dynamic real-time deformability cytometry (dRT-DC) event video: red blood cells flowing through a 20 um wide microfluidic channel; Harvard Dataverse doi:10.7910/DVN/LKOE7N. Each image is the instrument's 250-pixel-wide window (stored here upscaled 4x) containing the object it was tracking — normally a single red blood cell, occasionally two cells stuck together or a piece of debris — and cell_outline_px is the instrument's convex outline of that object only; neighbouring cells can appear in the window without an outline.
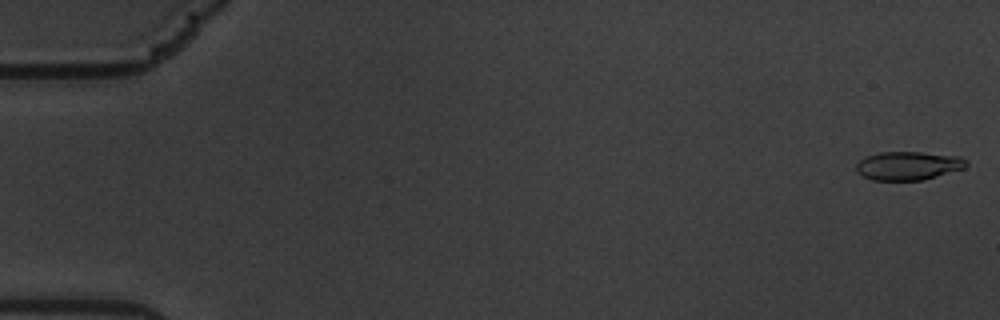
{"species": "common noctule bat (a hibernating species)", "species_latin": "Nyctalus noctula", "temperature_condition": "warm", "stored_images_in_passage": 60, "camera_frame_rate_fps": 3000, "um_per_image_px": 0.085, "animal": {"sex": "male", "body_mass_g": 19.5, "forearm_length_mm": 54.6}, "frame": {"image": 1, "passage_image": 1, "time_ms": 0.0, "image_size_px": [1000, 320], "cell_outline_px": [[968, 164], [964, 168], [924, 180], [872, 180], [856, 172], [856, 164], [864, 156], [880, 152], [920, 152], [960, 156], [968, 160]], "centroid_in_image_um": [77.2, 14.08], "position_along_channel_um": 7.8, "area_um2": 18.44}}
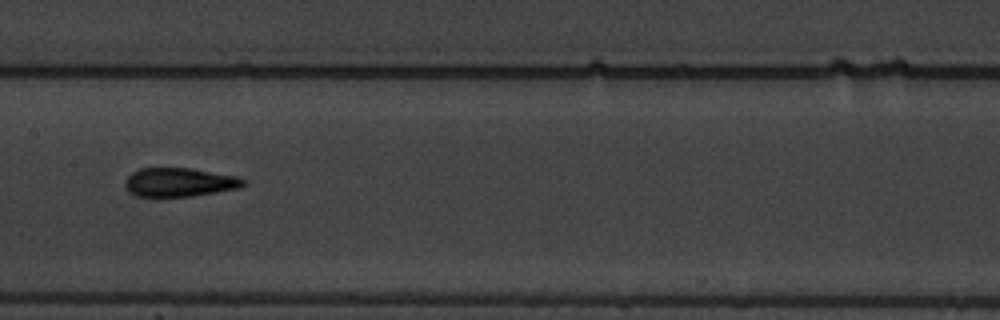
{"frame": {"image": 2, "passage_image": 31, "time_ms": 10.0, "image_size_px": [1000, 320], "cell_outline_px": [[248, 184], [240, 188], [192, 196], [136, 196], [128, 192], [124, 184], [124, 180], [132, 172], [140, 168], [192, 168], [236, 176], [248, 180]], "centroid_in_image_um": [15.27, 15.48], "position_along_channel_um": 192.1, "area_um2": 20.06}}
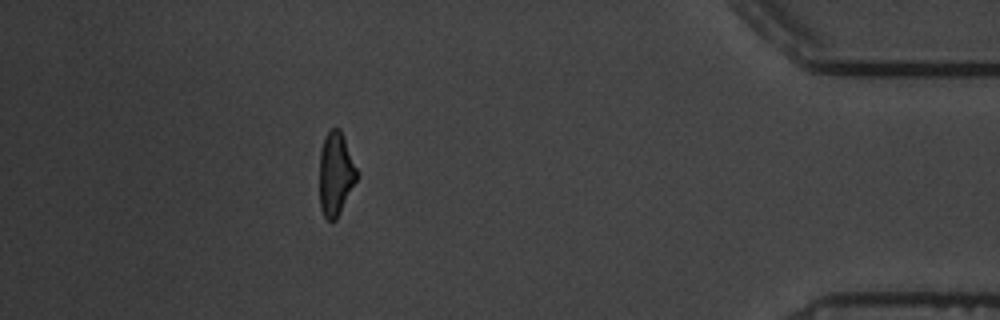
{"frame": {"image": 3, "passage_image": 54, "time_ms": 17.667, "image_size_px": [1000, 320], "cell_outline_px": [[360, 176], [336, 220], [328, 220], [324, 216], [320, 208], [320, 148], [324, 136], [332, 128], [340, 128], [344, 136]], "centroid_in_image_um": [28.55, 14.77], "position_along_channel_um": 406.6, "area_um2": 18.5}, "authors_computed_cell_mechanics": {"area_um2": 19.2185, "velocity_mm_per_s": 3.3913, "shape_relaxation_time_tau1_ms": 4.7782, "shape_relaxation_time_tau2_ms": 1.325, "deformation_change_tau1": 0.1798, "deformation_change_tau2": 0.0997}}